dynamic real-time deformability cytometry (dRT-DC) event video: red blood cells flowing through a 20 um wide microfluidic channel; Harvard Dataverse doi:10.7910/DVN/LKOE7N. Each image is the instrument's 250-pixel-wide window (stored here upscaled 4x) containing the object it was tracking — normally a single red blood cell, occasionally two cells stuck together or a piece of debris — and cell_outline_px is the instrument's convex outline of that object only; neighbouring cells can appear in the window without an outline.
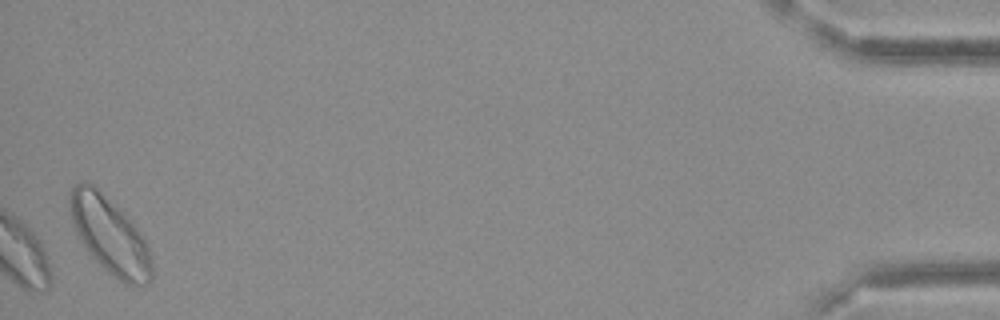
{"species": "Egyptian fruit bat (a non-hibernating species)", "species_latin": "Rousettus aegyptiacus", "temperature_condition": "cold", "stored_images_in_passage": 38, "camera_frame_rate_fps": 3000, "um_per_image_px": 0.085, "frame": {"image": 1, "passage_image": 38, "time_ms": 12.333, "image_size_px": [1000, 320], "cell_outline_px": [[152, 280], [148, 284], [132, 288], [124, 284], [108, 272], [84, 248], [72, 224], [68, 208], [68, 200], [72, 188], [76, 184], [84, 180], [100, 188], [128, 216], [144, 240], [148, 248], [152, 260]], "centroid_in_image_um": [9.32, 20.0], "position_along_channel_um": 425.9, "area_um2": 37.28}}